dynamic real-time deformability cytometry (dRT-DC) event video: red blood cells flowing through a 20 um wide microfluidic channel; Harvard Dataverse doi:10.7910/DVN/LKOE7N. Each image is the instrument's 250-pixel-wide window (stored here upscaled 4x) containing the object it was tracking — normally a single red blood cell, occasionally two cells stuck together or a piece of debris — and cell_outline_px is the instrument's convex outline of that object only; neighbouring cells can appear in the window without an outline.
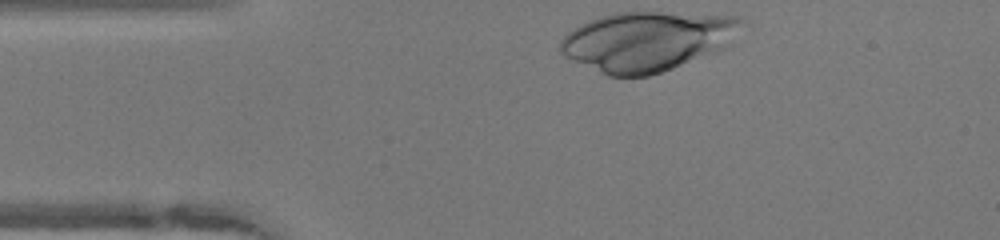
{"species": "human", "species_latin": "Homo sapiens", "temperature_condition": "warm", "stored_images_in_passage": 30, "camera_frame_rate_fps": 3000, "um_per_image_px": 0.085, "donor": {"sex": "female"}, "frame": {"image": 1, "passage_image": 1, "time_ms": 0.0, "image_size_px": [1000, 240], "cell_outline_px": [[744, 20], [732, 44], [724, 48], [672, 68], [648, 76], [608, 76], [564, 56], [560, 52], [560, 40], [568, 32], [580, 24], [588, 20], [600, 16], [616, 12], [664, 12], [744, 16]], "centroid_in_image_um": [55.03, 3.48], "position_along_channel_um": 30.0, "area_um2": 63.0}}
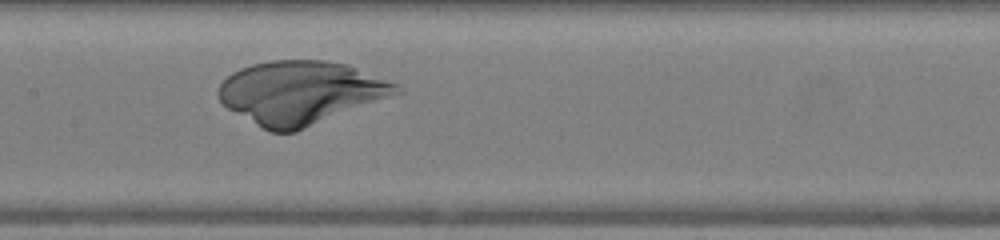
{"frame": {"image": 2, "passage_image": 15, "time_ms": 4.667, "image_size_px": [1000, 240], "cell_outline_px": [[404, 92], [296, 132], [268, 132], [228, 108], [220, 100], [216, 92], [220, 84], [232, 72], [240, 68], [252, 64], [272, 60], [328, 60], [348, 64], [388, 80], [396, 84]], "centroid_in_image_um": [25.56, 7.87], "position_along_channel_um": 181.8, "area_um2": 65.66}}
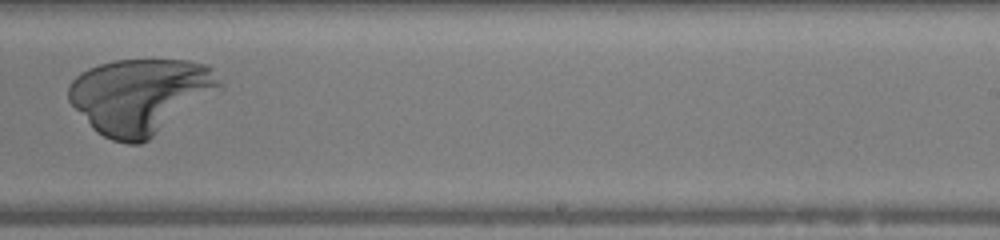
{"frame": {"image": 3, "passage_image": 22, "time_ms": 7.0, "image_size_px": [1000, 240], "cell_outline_px": [[224, 88], [148, 140], [140, 144], [128, 144], [112, 140], [96, 132], [92, 128], [68, 100], [68, 88], [72, 80], [80, 72], [88, 68], [112, 60], [188, 60], [208, 64], [212, 68]], "centroid_in_image_um": [11.93, 8.14], "position_along_channel_um": 277.1, "area_um2": 66.41}}